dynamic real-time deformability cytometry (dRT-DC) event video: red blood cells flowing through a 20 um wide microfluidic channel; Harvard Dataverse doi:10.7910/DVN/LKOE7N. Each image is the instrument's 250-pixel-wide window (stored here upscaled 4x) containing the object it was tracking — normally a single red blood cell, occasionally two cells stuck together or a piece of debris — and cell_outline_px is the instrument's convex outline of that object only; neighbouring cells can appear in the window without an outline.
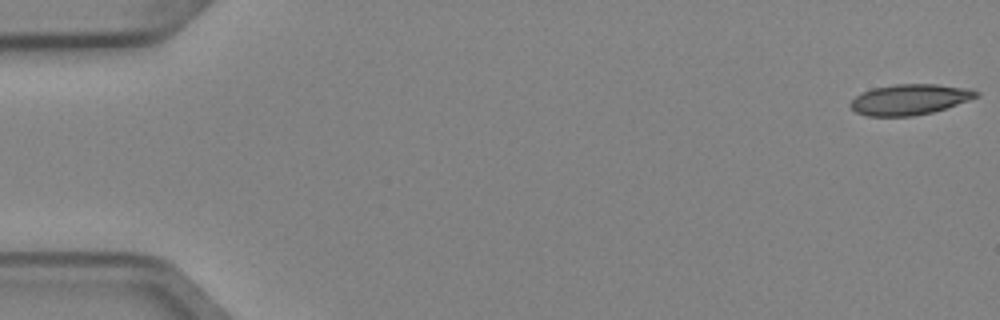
{"species": "Egyptian fruit bat (a non-hibernating species)", "species_latin": "Rousettus aegyptiacus", "temperature_condition": "cold", "stored_images_in_passage": 5, "camera_frame_rate_fps": 3000, "um_per_image_px": 0.085, "animal": {"sex": "female"}, "frame": {"image": 1, "passage_image": 1, "time_ms": 0.0, "image_size_px": [1000, 320], "cell_outline_px": [[980, 96], [932, 112], [912, 116], [868, 116], [856, 112], [848, 104], [856, 96], [872, 88], [896, 84], [936, 84], [972, 88], [980, 92]], "centroid_in_image_um": [77.35, 8.44], "position_along_channel_um": 7.7, "area_um2": 22.37}}
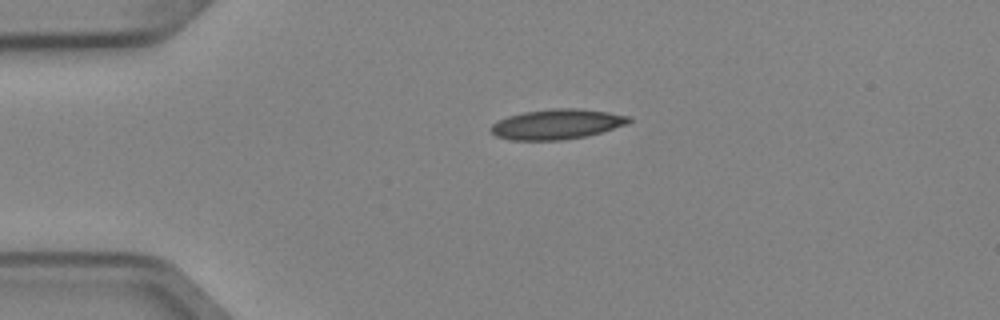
{"frame": {"image": 2, "passage_image": 4, "time_ms": 1.0, "image_size_px": [1000, 320], "cell_outline_px": [[632, 120], [628, 124], [600, 132], [584, 136], [560, 140], [512, 140], [496, 136], [492, 132], [492, 124], [496, 120], [508, 116], [524, 112], [556, 108], [576, 108], [608, 112], [632, 116]], "centroid_in_image_um": [47.35, 10.55], "position_along_channel_um": 37.7, "area_um2": 24.04}}